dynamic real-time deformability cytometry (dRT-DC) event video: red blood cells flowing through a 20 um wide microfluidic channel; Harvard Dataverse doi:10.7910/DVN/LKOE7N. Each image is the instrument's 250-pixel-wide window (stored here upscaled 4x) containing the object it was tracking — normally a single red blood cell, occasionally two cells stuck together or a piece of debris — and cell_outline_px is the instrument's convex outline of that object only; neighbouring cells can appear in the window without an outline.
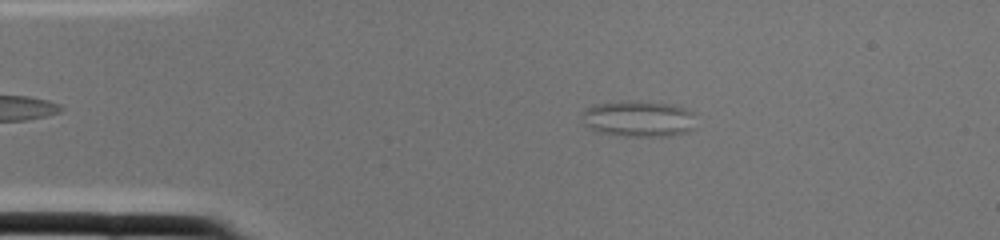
{"species": "common noctule bat (a hibernating species)", "species_latin": "Nyctalus noctula", "temperature_condition": "cold", "stored_images_in_passage": 2, "camera_frame_rate_fps": 3000, "um_per_image_px": 0.085, "animal": {"sex": "female", "body_mass_g": 22.0, "forearm_length_mm": 56.7}, "frame": {"image": 1, "passage_image": 2, "time_ms": 0.333, "image_size_px": [1000, 240], "cell_outline_px": [[696, 112], [692, 128], [688, 132], [672, 136], [624, 136], [596, 132], [584, 124], [584, 108], [592, 104], [624, 100], [640, 100], [672, 104], [688, 108]], "centroid_in_image_um": [54.31, 10.07], "position_along_channel_um": 30.7, "area_um2": 24.62}}